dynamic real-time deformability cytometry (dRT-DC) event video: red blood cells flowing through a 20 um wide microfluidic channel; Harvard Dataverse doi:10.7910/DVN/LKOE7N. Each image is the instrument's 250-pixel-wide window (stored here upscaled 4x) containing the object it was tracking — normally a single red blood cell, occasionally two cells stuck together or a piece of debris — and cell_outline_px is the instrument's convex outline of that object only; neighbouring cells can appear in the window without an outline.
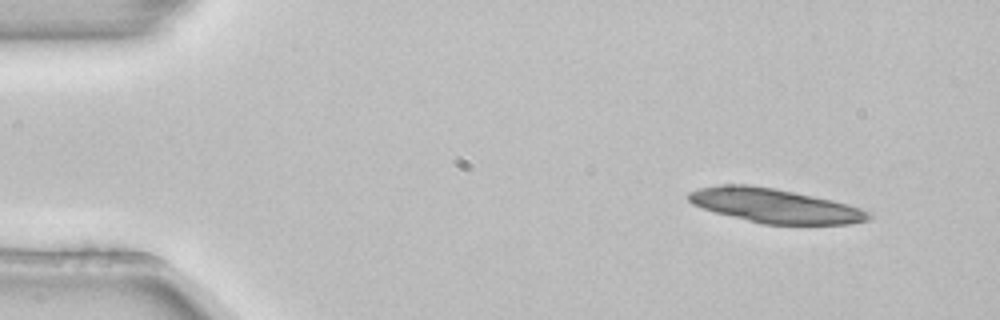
{"species": "common noctule bat (a hibernating species)", "species_latin": "Nyctalus noctula", "temperature_condition": "room temperature", "stored_images_in_passage": 3, "camera_frame_rate_fps": 3000, "um_per_image_px": 0.085, "animal": {"sex": "female", "body_mass_g": 22.7, "forearm_length_mm": 54.2}, "frame": {"image": 1, "passage_image": 1, "time_ms": 0.0, "image_size_px": [1000, 320], "cell_outline_px": [[872, 216], [868, 220], [848, 224], [764, 224], [716, 212], [692, 204], [688, 200], [688, 192], [700, 188], [720, 184], [744, 184], [772, 188], [832, 200], [848, 204], [860, 208], [868, 212]], "centroid_in_image_um": [65.85, 17.48], "position_along_channel_um": 19.2, "area_um2": 35.32}}